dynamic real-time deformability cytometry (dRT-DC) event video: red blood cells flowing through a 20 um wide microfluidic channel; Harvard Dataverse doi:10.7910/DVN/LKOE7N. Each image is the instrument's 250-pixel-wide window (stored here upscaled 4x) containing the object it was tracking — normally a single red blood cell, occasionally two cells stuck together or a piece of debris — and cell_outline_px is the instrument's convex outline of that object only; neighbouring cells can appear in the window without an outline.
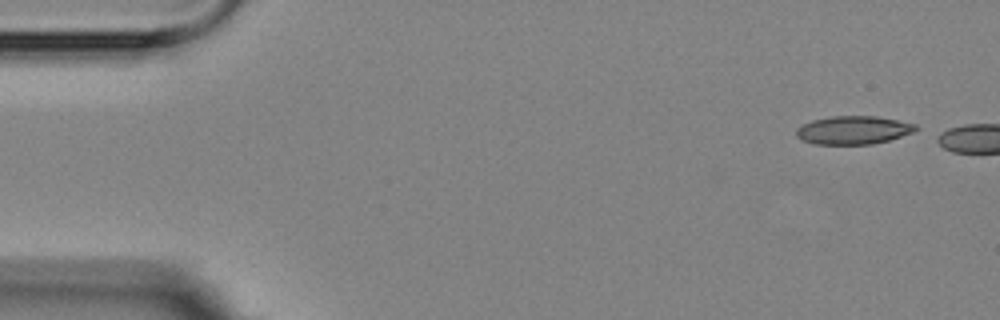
{"species": "Egyptian fruit bat (a non-hibernating species)", "species_latin": "Rousettus aegyptiacus", "temperature_condition": "room temperature", "stored_images_in_passage": 4, "camera_frame_rate_fps": 3000, "um_per_image_px": 0.085, "animal": {"sex": "female"}, "frame": {"image": 1, "passage_image": 1, "time_ms": 0.0, "image_size_px": [1000, 320], "cell_outline_px": [[920, 128], [912, 132], [888, 140], [872, 144], [812, 144], [800, 140], [796, 136], [796, 128], [812, 120], [832, 116], [876, 116], [916, 124]], "centroid_in_image_um": [72.5, 11.06], "position_along_channel_um": 12.5, "area_um2": 19.65}}